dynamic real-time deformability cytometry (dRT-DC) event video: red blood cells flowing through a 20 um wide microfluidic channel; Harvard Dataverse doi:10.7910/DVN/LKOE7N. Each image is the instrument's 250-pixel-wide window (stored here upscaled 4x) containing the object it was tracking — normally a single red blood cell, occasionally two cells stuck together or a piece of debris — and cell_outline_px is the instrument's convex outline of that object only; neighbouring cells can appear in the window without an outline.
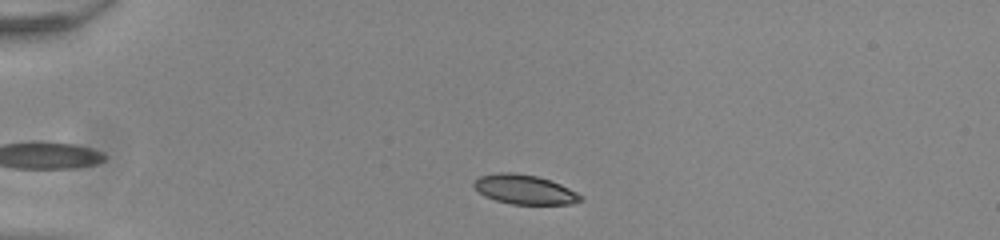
{"species": "common noctule bat (a hibernating species)", "species_latin": "Nyctalus noctula", "temperature_condition": "room temperature", "stored_images_in_passage": 40, "camera_frame_rate_fps": 3000, "um_per_image_px": 0.085, "animal": {"sex": "male", "body_mass_g": 20.0, "forearm_length_mm": 53.3}, "frame": {"image": 1, "passage_image": 5, "time_ms": 1.333, "image_size_px": [1000, 240], "cell_outline_px": [[584, 200], [572, 204], [512, 204], [496, 200], [484, 196], [472, 184], [480, 176], [496, 172], [512, 172], [536, 176], [560, 184], [584, 196]], "centroid_in_image_um": [44.61, 16.11], "position_along_channel_um": 40.4, "area_um2": 18.21}}
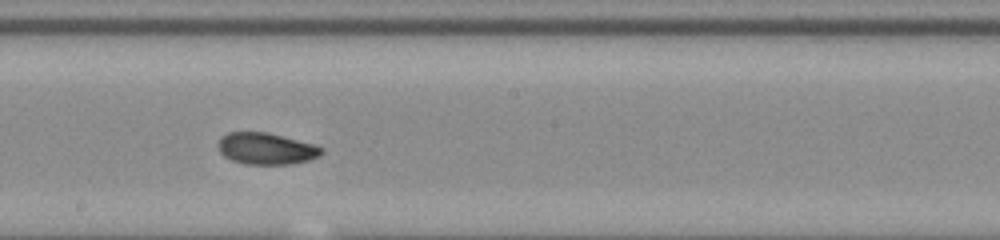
{"frame": {"image": 2, "passage_image": 23, "time_ms": 7.333, "image_size_px": [1000, 240], "cell_outline_px": [[324, 152], [308, 160], [288, 164], [248, 164], [232, 160], [224, 156], [220, 152], [216, 144], [220, 136], [228, 132], [268, 132], [312, 144], [324, 148]], "centroid_in_image_um": [22.57, 12.62], "position_along_channel_um": 225.6, "area_um2": 18.96}}
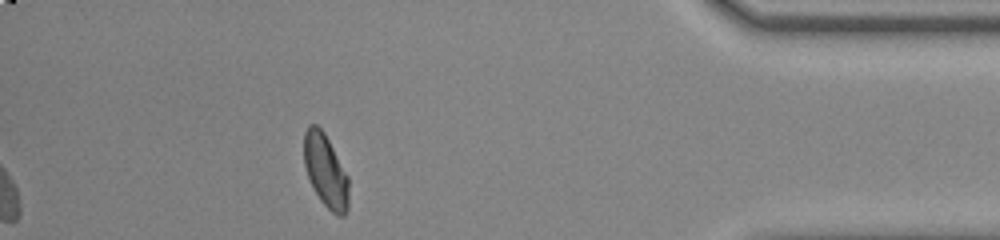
{"frame": {"image": 3, "passage_image": 40, "time_ms": 13.0, "image_size_px": [1000, 240], "cell_outline_px": [[348, 208], [344, 216], [336, 216], [320, 200], [308, 176], [304, 164], [304, 132], [308, 124], [316, 124], [324, 132], [348, 176]], "centroid_in_image_um": [27.68, 14.51], "position_along_channel_um": 407.5, "area_um2": 18.9}, "authors_computed_cell_mechanics": {"area_um2": 18.9584, "velocity_mm_per_s": 3.8882, "shape_relaxation_time_tau1_ms": 4.7322, "shape_relaxation_time_tau2_ms": 2.0107, "deformation_change_tau1": 0.1379, "deformation_change_tau2": 0.0574}}